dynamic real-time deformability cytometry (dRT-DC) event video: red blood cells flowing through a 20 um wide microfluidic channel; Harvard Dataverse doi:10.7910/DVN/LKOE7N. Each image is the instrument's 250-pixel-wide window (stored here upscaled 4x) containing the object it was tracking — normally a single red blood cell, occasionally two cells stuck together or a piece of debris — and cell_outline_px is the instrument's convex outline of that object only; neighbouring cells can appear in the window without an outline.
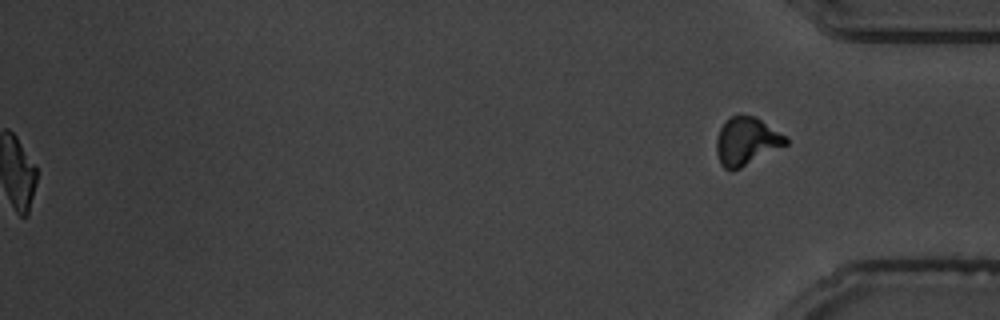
{"species": "common noctule bat (a hibernating species)", "species_latin": "Nyctalus noctula", "temperature_condition": "warm", "stored_images_in_passage": 57, "segment_of_instrument_passage": [2, 2], "camera_frame_rate_fps": 3000, "um_per_image_px": 0.085, "animal": {"sex": "male", "body_mass_g": 19.5, "forearm_length_mm": 54.6}, "frame": {"image": 1, "passage_image": 57, "time_ms": 18.667, "image_size_px": [1000, 320], "cell_outline_px": [[788, 144], [740, 168], [724, 168], [720, 164], [716, 152], [716, 140], [720, 128], [724, 120], [732, 116], [756, 116], [788, 136]], "centroid_in_image_um": [63.47, 11.98], "position_along_channel_um": 371.7, "area_um2": 19.36}}